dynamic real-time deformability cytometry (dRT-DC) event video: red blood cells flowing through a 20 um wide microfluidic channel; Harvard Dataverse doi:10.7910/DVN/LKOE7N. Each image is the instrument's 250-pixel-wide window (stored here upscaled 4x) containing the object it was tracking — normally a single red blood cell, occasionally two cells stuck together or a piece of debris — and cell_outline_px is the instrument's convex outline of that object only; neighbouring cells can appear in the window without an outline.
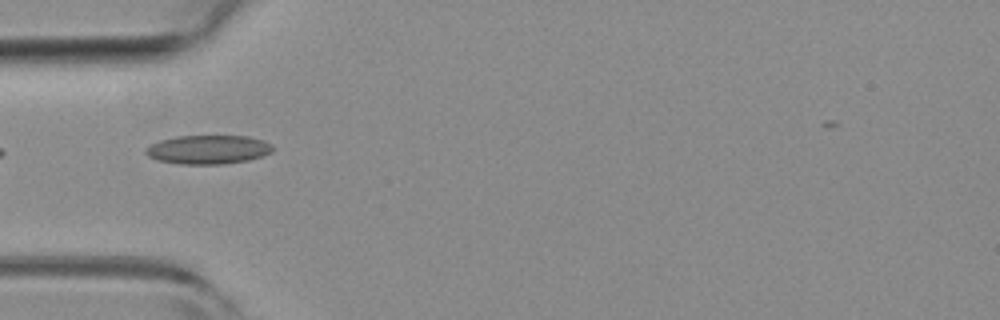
{"species": "common noctule bat (a hibernating species)", "species_latin": "Nyctalus noctula", "temperature_condition": "room temperature", "stored_images_in_passage": 7, "camera_frame_rate_fps": 3000, "um_per_image_px": 0.085, "animal": {"sex": "female", "body_mass_g": 19.3, "forearm_length_mm": 54.1}, "frame": {"image": 1, "passage_image": 5, "time_ms": 1.333, "image_size_px": [1000, 320], "cell_outline_px": [[276, 148], [272, 152], [264, 156], [248, 160], [224, 164], [180, 164], [156, 160], [148, 156], [144, 152], [144, 148], [148, 144], [160, 140], [176, 136], [248, 136], [264, 140], [272, 144]], "centroid_in_image_um": [17.7, 12.71], "position_along_channel_um": 67.3, "area_um2": 21.79}}
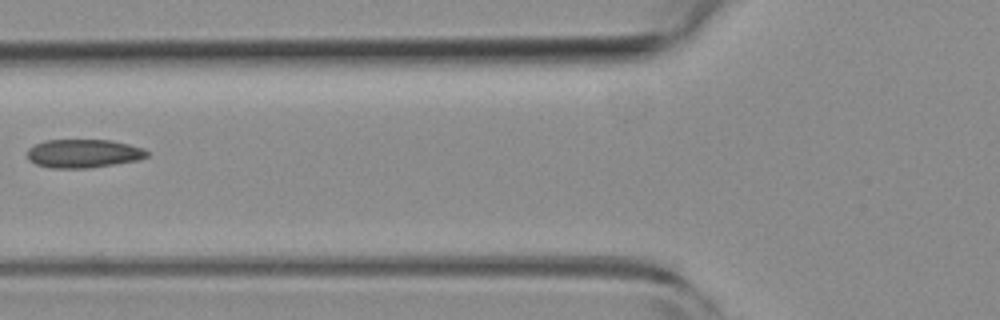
{"frame": {"image": 2, "passage_image": 6, "time_ms": 1.667, "image_size_px": [1000, 320], "cell_outline_px": [[148, 156], [140, 160], [88, 168], [52, 168], [36, 164], [28, 160], [28, 148], [44, 140], [112, 140], [144, 148], [148, 152]], "centroid_in_image_um": [7.11, 13.04], "position_along_channel_um": 118.7, "area_um2": 19.94}}
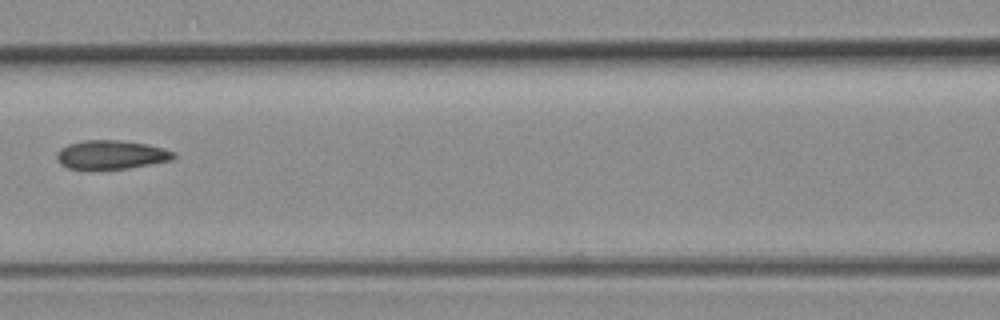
{"frame": {"image": 3, "passage_image": 7, "time_ms": 2.0, "image_size_px": [1000, 320], "cell_outline_px": [[176, 156], [172, 160], [128, 168], [68, 168], [60, 164], [56, 160], [56, 152], [60, 148], [68, 144], [84, 140], [120, 140], [144, 144], [164, 148], [176, 152]], "centroid_in_image_um": [9.44, 13.14], "position_along_channel_um": 157.2, "area_um2": 19.48}}